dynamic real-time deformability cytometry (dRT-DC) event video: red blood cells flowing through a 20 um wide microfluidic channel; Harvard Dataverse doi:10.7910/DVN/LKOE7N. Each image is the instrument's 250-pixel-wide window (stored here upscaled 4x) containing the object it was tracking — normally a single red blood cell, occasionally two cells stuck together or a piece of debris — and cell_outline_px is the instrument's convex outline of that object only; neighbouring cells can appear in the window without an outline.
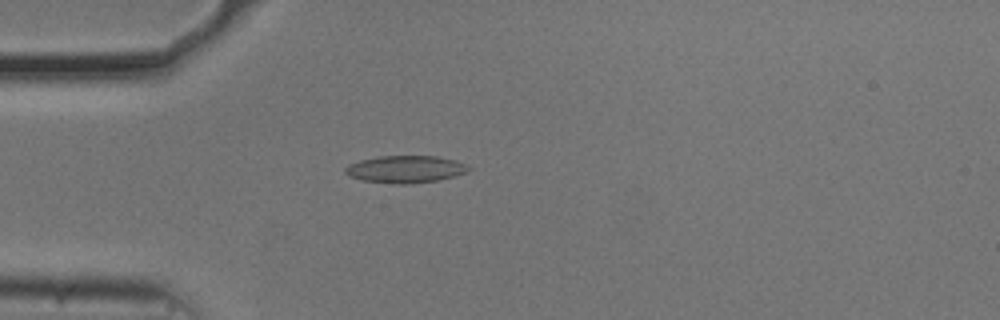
{"species": "common noctule bat (a hibernating species)", "species_latin": "Nyctalus noctula", "temperature_condition": "cold", "stored_images_in_passage": 47, "camera_frame_rate_fps": 3000, "um_per_image_px": 0.085, "animal": {"sex": "male", "body_mass_g": 20.5, "forearm_length_mm": 52.5}, "frame": {"image": 1, "passage_image": 8, "time_ms": 2.333, "image_size_px": [1000, 320], "cell_outline_px": [[472, 168], [468, 172], [456, 176], [440, 180], [408, 184], [396, 184], [360, 180], [348, 176], [344, 172], [344, 168], [348, 164], [360, 160], [380, 156], [436, 156], [456, 160]], "centroid_in_image_um": [34.46, 14.39], "position_along_channel_um": 50.5, "area_um2": 19.83}}
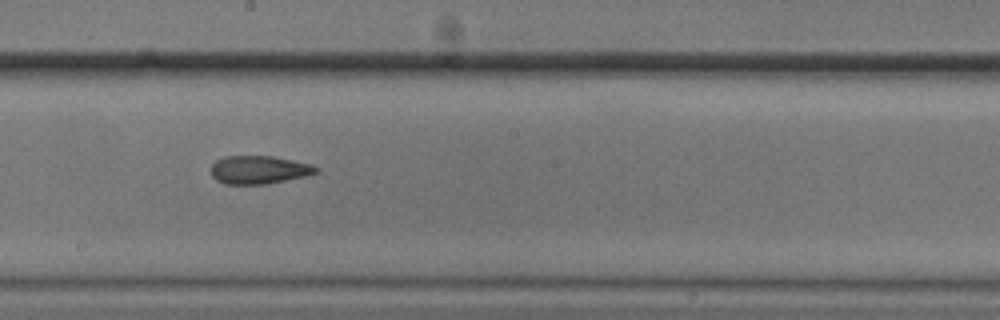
{"frame": {"image": 2, "passage_image": 23, "time_ms": 7.333, "image_size_px": [1000, 320], "cell_outline_px": [[320, 172], [308, 176], [264, 184], [224, 184], [216, 180], [212, 176], [212, 164], [216, 160], [224, 156], [272, 156], [312, 164], [320, 168]], "centroid_in_image_um": [22.05, 14.43], "position_along_channel_um": 226.1, "area_um2": 17.4}}
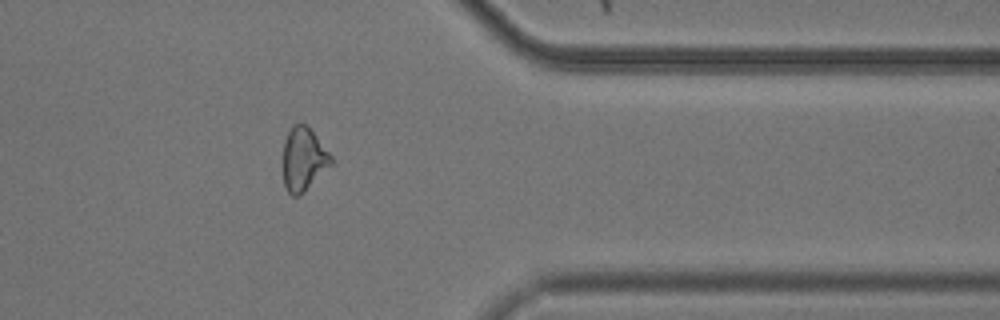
{"frame": {"image": 3, "passage_image": 37, "time_ms": 12.0, "image_size_px": [1000, 320], "cell_outline_px": [[332, 164], [300, 196], [292, 196], [288, 192], [284, 184], [284, 144], [288, 132], [292, 124], [304, 124], [312, 132], [332, 156]], "centroid_in_image_um": [25.8, 13.56], "position_along_channel_um": 385.6, "area_um2": 17.34}, "authors_computed_cell_mechanics": {"area_um2": 17.7446, "velocity_mm_per_s": 3.7011, "shape_relaxation_time_tau1_ms": null, "shape_relaxation_time_tau2_ms": 3.5007, "deformation_change_tau1": null, "deformation_change_tau2": 0.1104}}